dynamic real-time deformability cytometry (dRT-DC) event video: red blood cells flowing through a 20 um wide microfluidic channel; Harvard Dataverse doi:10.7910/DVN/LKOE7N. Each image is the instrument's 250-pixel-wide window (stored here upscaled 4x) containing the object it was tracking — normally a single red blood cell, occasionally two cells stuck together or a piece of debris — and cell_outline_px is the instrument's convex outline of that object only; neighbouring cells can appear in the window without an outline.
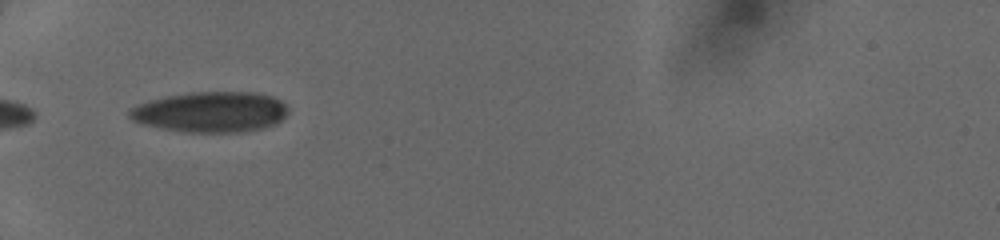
{"species": "human", "species_latin": "Homo sapiens", "temperature_condition": "cold", "stored_images_in_passage": 32, "camera_frame_rate_fps": 3000, "um_per_image_px": 0.085, "donor": {"sex": "female"}, "frame": {"image": 1, "passage_image": 1, "time_ms": 0.0, "image_size_px": [1000, 240], "cell_outline_px": [[288, 112], [276, 124], [264, 128], [244, 132], [188, 132], [164, 128], [132, 120], [128, 116], [128, 112], [132, 108], [140, 104], [152, 100], [168, 96], [192, 92], [252, 92], [272, 96], [280, 100], [288, 108]], "centroid_in_image_um": [17.97, 9.52], "position_along_channel_um": 67.0, "area_um2": 37.05}}
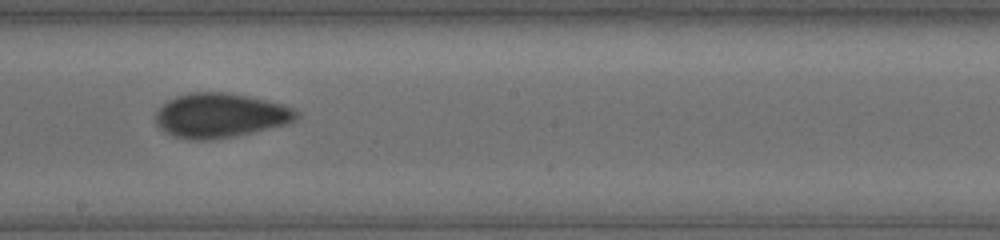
{"frame": {"image": 2, "passage_image": 13, "time_ms": 4.0, "image_size_px": [1000, 240], "cell_outline_px": [[300, 116], [284, 124], [252, 132], [232, 136], [208, 140], [192, 140], [172, 136], [164, 132], [156, 124], [156, 112], [168, 100], [176, 96], [188, 92], [232, 92], [280, 104], [292, 108]], "centroid_in_image_um": [18.65, 9.8], "position_along_channel_um": 229.5, "area_um2": 36.13}}
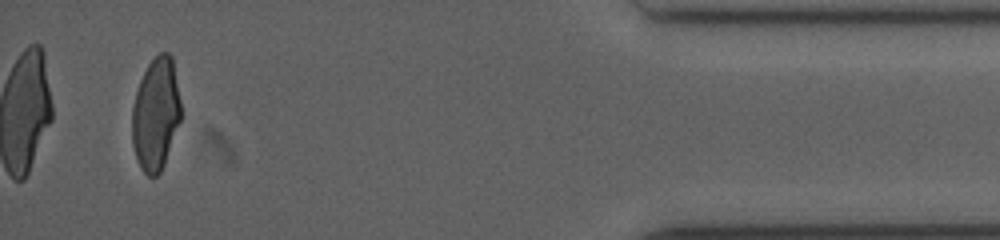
{"frame": {"image": 3, "passage_image": 30, "time_ms": 9.667, "image_size_px": [1000, 240], "cell_outline_px": [[180, 120], [164, 164], [160, 172], [156, 176], [148, 176], [140, 168], [136, 160], [132, 144], [132, 108], [136, 92], [140, 80], [148, 64], [160, 52], [168, 52], [172, 56], [180, 100]], "centroid_in_image_um": [13.22, 9.71], "position_along_channel_um": 422.0, "area_um2": 31.91}}